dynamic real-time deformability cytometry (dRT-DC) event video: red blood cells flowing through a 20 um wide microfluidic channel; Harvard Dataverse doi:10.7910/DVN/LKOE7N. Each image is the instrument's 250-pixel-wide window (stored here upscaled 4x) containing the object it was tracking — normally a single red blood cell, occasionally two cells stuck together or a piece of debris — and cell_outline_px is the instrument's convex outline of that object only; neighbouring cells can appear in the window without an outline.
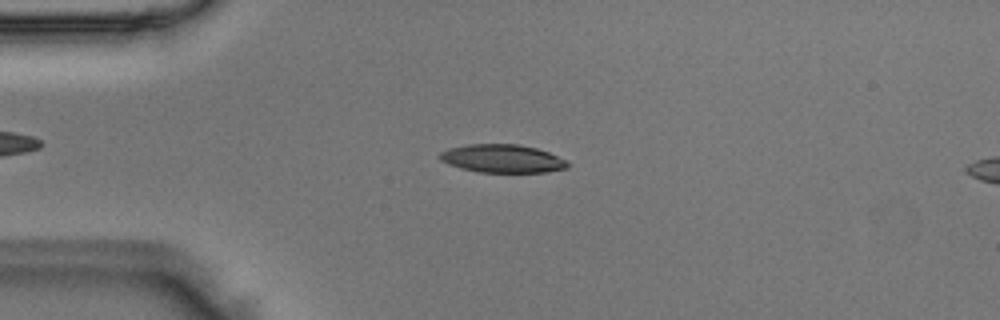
{"species": "Egyptian fruit bat (a non-hibernating species)", "species_latin": "Rousettus aegyptiacus", "temperature_condition": "room temperature", "stored_images_in_passage": 50, "camera_frame_rate_fps": 3000, "um_per_image_px": 0.085, "animal": {"sex": "male"}, "frame": {"image": 1, "passage_image": 12, "time_ms": 3.667, "image_size_px": [1000, 320], "cell_outline_px": [[568, 168], [548, 172], [480, 172], [460, 168], [448, 164], [440, 160], [440, 152], [448, 148], [464, 144], [520, 144], [536, 148], [548, 152], [568, 160]], "centroid_in_image_um": [42.7, 13.47], "position_along_channel_um": 42.3, "area_um2": 21.15}}
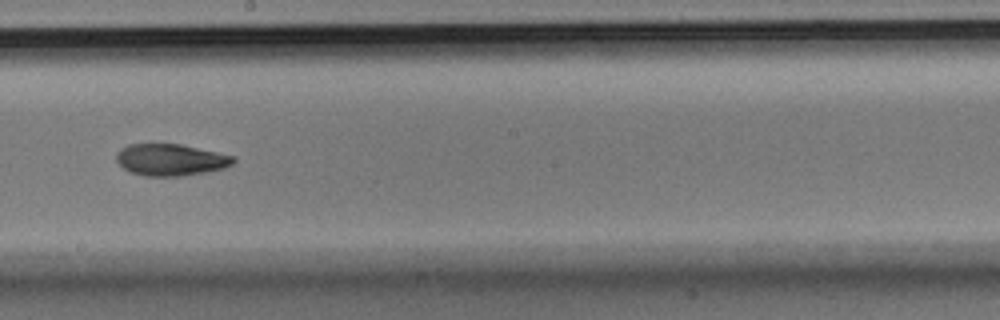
{"frame": {"image": 2, "passage_image": 28, "time_ms": 9.0, "image_size_px": [1000, 320], "cell_outline_px": [[236, 160], [232, 164], [224, 168], [204, 172], [180, 176], [144, 176], [132, 172], [124, 168], [116, 160], [116, 152], [120, 148], [128, 144], [180, 144], [236, 156]], "centroid_in_image_um": [14.5, 13.57], "position_along_channel_um": 233.7, "area_um2": 21.62}}
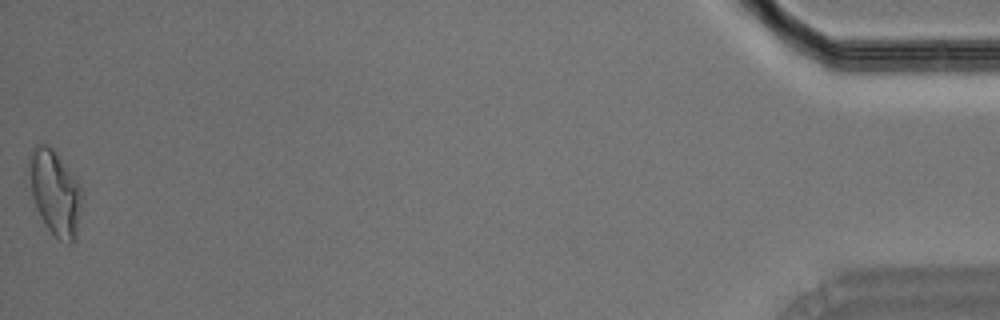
{"frame": {"image": 3, "passage_image": 50, "time_ms": 16.333, "image_size_px": [1000, 320], "cell_outline_px": [[84, 192], [76, 240], [72, 244], [68, 244], [60, 240], [44, 224], [36, 208], [32, 196], [24, 168], [28, 156], [32, 148], [36, 144], [48, 144], [52, 148], [84, 188]], "centroid_in_image_um": [4.65, 16.34], "position_along_channel_um": 430.5, "area_um2": 27.34}}